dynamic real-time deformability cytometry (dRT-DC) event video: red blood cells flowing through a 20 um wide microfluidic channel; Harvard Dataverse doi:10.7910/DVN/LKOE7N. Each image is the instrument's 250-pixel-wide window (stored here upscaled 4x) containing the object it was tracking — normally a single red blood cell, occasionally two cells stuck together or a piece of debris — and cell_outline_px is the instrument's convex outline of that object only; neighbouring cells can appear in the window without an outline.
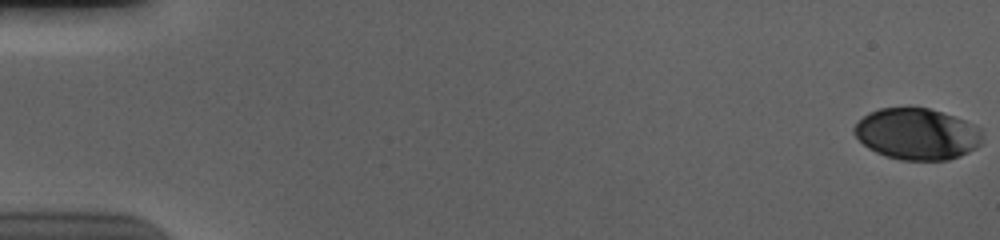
{"species": "human", "species_latin": "Homo sapiens", "temperature_condition": "cold", "stored_images_in_passage": 57, "camera_frame_rate_fps": 3000, "um_per_image_px": 0.085, "donor": {"sex": "male"}, "frame": {"image": 1, "passage_image": 1, "time_ms": 0.0, "image_size_px": [1000, 240], "cell_outline_px": [[984, 140], [976, 148], [960, 156], [948, 160], [900, 160], [884, 156], [868, 148], [852, 132], [852, 128], [868, 112], [880, 108], [928, 108], [964, 120], [980, 128]], "centroid_in_image_um": [77.94, 11.4], "position_along_channel_um": 7.1, "area_um2": 38.38}}
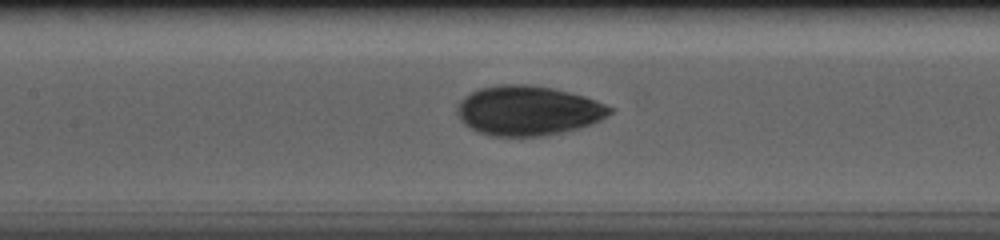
{"frame": {"image": 2, "passage_image": 28, "time_ms": 9.0, "image_size_px": [1000, 240], "cell_outline_px": [[612, 112], [600, 120], [580, 128], [564, 132], [540, 136], [492, 136], [480, 132], [464, 124], [460, 120], [456, 112], [460, 100], [464, 96], [480, 88], [504, 84], [528, 84], [552, 88], [584, 96], [596, 100], [612, 108]], "centroid_in_image_um": [44.87, 9.4], "position_along_channel_um": 162.5, "area_um2": 43.99}}
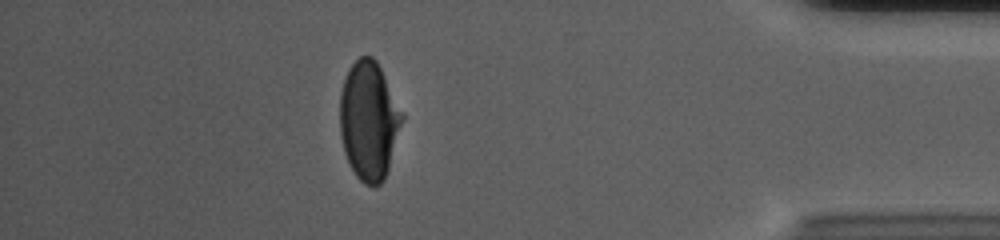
{"frame": {"image": 3, "passage_image": 51, "time_ms": 16.667, "image_size_px": [1000, 240], "cell_outline_px": [[404, 116], [388, 168], [384, 180], [380, 184], [372, 188], [364, 184], [356, 176], [344, 152], [340, 136], [340, 92], [344, 76], [348, 68], [360, 56], [372, 56], [376, 60]], "centroid_in_image_um": [31.33, 10.25], "position_along_channel_um": 403.9, "area_um2": 42.77}, "authors_computed_cell_mechanics": {"area_um2": 42.8876, "velocity_mm_per_s": 3.681, "shape_relaxation_time_tau1_ms": 4.3143, "shape_relaxation_time_tau2_ms": 1.072, "deformation_change_tau1": 0.1592, "deformation_change_tau2": 0.0436}}